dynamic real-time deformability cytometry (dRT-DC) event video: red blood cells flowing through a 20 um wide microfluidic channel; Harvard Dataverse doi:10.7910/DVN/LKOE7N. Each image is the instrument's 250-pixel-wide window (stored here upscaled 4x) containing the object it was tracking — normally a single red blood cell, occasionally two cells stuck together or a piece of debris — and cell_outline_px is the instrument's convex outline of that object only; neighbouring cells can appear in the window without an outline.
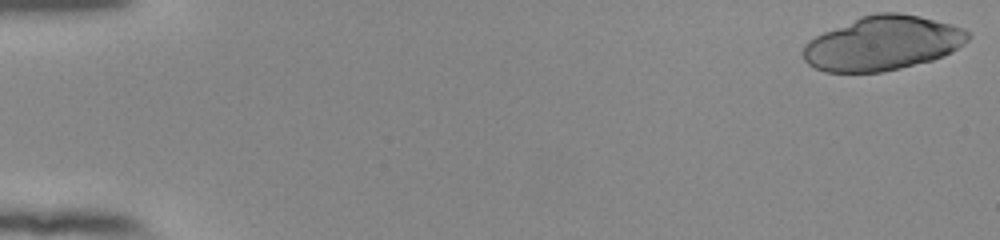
{"species": "human", "species_latin": "Homo sapiens", "temperature_condition": "room temperature", "stored_images_in_passage": 21, "camera_frame_rate_fps": 3000, "um_per_image_px": 0.085, "donor": {"sex": "female"}, "frame": {"image": 1, "passage_image": 1, "time_ms": 0.0, "image_size_px": [1000, 240], "cell_outline_px": [[972, 36], [964, 44], [952, 52], [932, 60], [884, 72], [824, 72], [808, 64], [804, 60], [804, 44], [808, 40], [824, 32], [860, 16], [876, 12], [900, 12], [920, 16], [952, 24], [964, 28]], "centroid_in_image_um": [75.05, 3.67], "position_along_channel_um": 10.0, "area_um2": 52.25}}
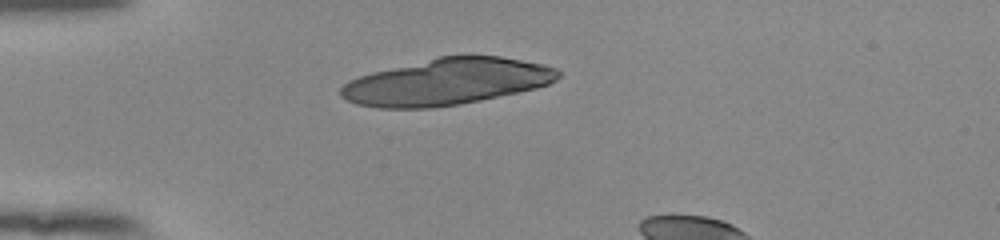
{"frame": {"image": 2, "passage_image": 15, "time_ms": 4.667, "image_size_px": [1000, 240], "cell_outline_px": [[560, 76], [556, 80], [548, 84], [536, 88], [480, 100], [460, 104], [432, 108], [380, 108], [356, 104], [340, 96], [340, 88], [348, 80], [372, 72], [440, 56], [500, 56], [544, 64], [556, 68], [560, 72]], "centroid_in_image_um": [37.97, 6.96], "position_along_channel_um": 47.0, "area_um2": 58.61}}